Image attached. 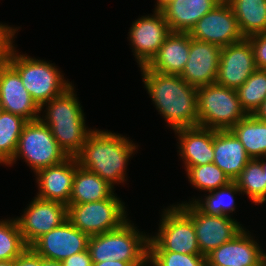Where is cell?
Instances as JSON below:
<instances>
[{"label":"cell","mask_w":266,"mask_h":266,"mask_svg":"<svg viewBox=\"0 0 266 266\" xmlns=\"http://www.w3.org/2000/svg\"><path fill=\"white\" fill-rule=\"evenodd\" d=\"M27 248L16 218L0 220V261L15 260Z\"/></svg>","instance_id":"32"},{"label":"cell","mask_w":266,"mask_h":266,"mask_svg":"<svg viewBox=\"0 0 266 266\" xmlns=\"http://www.w3.org/2000/svg\"><path fill=\"white\" fill-rule=\"evenodd\" d=\"M114 191V187L107 181L96 173L82 168L77 161L69 204L98 202L111 198L115 194Z\"/></svg>","instance_id":"24"},{"label":"cell","mask_w":266,"mask_h":266,"mask_svg":"<svg viewBox=\"0 0 266 266\" xmlns=\"http://www.w3.org/2000/svg\"><path fill=\"white\" fill-rule=\"evenodd\" d=\"M140 70L144 88L171 129L198 126L197 87L180 75L161 74L147 66Z\"/></svg>","instance_id":"1"},{"label":"cell","mask_w":266,"mask_h":266,"mask_svg":"<svg viewBox=\"0 0 266 266\" xmlns=\"http://www.w3.org/2000/svg\"><path fill=\"white\" fill-rule=\"evenodd\" d=\"M0 266H15L14 260L0 261Z\"/></svg>","instance_id":"43"},{"label":"cell","mask_w":266,"mask_h":266,"mask_svg":"<svg viewBox=\"0 0 266 266\" xmlns=\"http://www.w3.org/2000/svg\"><path fill=\"white\" fill-rule=\"evenodd\" d=\"M24 213L16 218L25 244L30 247L43 234L67 220V205L34 197Z\"/></svg>","instance_id":"13"},{"label":"cell","mask_w":266,"mask_h":266,"mask_svg":"<svg viewBox=\"0 0 266 266\" xmlns=\"http://www.w3.org/2000/svg\"><path fill=\"white\" fill-rule=\"evenodd\" d=\"M234 182L253 203L261 205L266 202V176L257 159H251Z\"/></svg>","instance_id":"28"},{"label":"cell","mask_w":266,"mask_h":266,"mask_svg":"<svg viewBox=\"0 0 266 266\" xmlns=\"http://www.w3.org/2000/svg\"><path fill=\"white\" fill-rule=\"evenodd\" d=\"M244 38L266 32V0H226Z\"/></svg>","instance_id":"25"},{"label":"cell","mask_w":266,"mask_h":266,"mask_svg":"<svg viewBox=\"0 0 266 266\" xmlns=\"http://www.w3.org/2000/svg\"><path fill=\"white\" fill-rule=\"evenodd\" d=\"M207 257L204 255H190L175 252H148L150 266H205Z\"/></svg>","instance_id":"33"},{"label":"cell","mask_w":266,"mask_h":266,"mask_svg":"<svg viewBox=\"0 0 266 266\" xmlns=\"http://www.w3.org/2000/svg\"><path fill=\"white\" fill-rule=\"evenodd\" d=\"M191 38L225 47L244 39L236 16L226 0H222L190 30Z\"/></svg>","instance_id":"11"},{"label":"cell","mask_w":266,"mask_h":266,"mask_svg":"<svg viewBox=\"0 0 266 266\" xmlns=\"http://www.w3.org/2000/svg\"><path fill=\"white\" fill-rule=\"evenodd\" d=\"M238 193L242 194L237 184L232 181L225 187L209 192L204 199L192 198L190 203L193 202L203 213L208 215L230 216V213L236 209L234 195Z\"/></svg>","instance_id":"27"},{"label":"cell","mask_w":266,"mask_h":266,"mask_svg":"<svg viewBox=\"0 0 266 266\" xmlns=\"http://www.w3.org/2000/svg\"><path fill=\"white\" fill-rule=\"evenodd\" d=\"M7 62L18 72L24 87L39 107L73 85L64 79V75L53 63L20 54L15 46Z\"/></svg>","instance_id":"5"},{"label":"cell","mask_w":266,"mask_h":266,"mask_svg":"<svg viewBox=\"0 0 266 266\" xmlns=\"http://www.w3.org/2000/svg\"><path fill=\"white\" fill-rule=\"evenodd\" d=\"M74 88L72 85L60 96L44 103L40 112L46 107V115L39 117L51 129L68 157H76L81 152L88 135L93 131L86 127L85 114Z\"/></svg>","instance_id":"3"},{"label":"cell","mask_w":266,"mask_h":266,"mask_svg":"<svg viewBox=\"0 0 266 266\" xmlns=\"http://www.w3.org/2000/svg\"><path fill=\"white\" fill-rule=\"evenodd\" d=\"M132 142L122 134L93 129L76 159L79 166L96 173L114 187L127 180L126 166L138 148Z\"/></svg>","instance_id":"2"},{"label":"cell","mask_w":266,"mask_h":266,"mask_svg":"<svg viewBox=\"0 0 266 266\" xmlns=\"http://www.w3.org/2000/svg\"><path fill=\"white\" fill-rule=\"evenodd\" d=\"M0 102L4 111L27 121L39 119L40 107L24 87L18 72L8 63L0 65Z\"/></svg>","instance_id":"17"},{"label":"cell","mask_w":266,"mask_h":266,"mask_svg":"<svg viewBox=\"0 0 266 266\" xmlns=\"http://www.w3.org/2000/svg\"><path fill=\"white\" fill-rule=\"evenodd\" d=\"M61 263L62 266H92V259L86 250L64 259Z\"/></svg>","instance_id":"37"},{"label":"cell","mask_w":266,"mask_h":266,"mask_svg":"<svg viewBox=\"0 0 266 266\" xmlns=\"http://www.w3.org/2000/svg\"><path fill=\"white\" fill-rule=\"evenodd\" d=\"M178 137V152L185 170L190 166L213 163L214 129L201 126L180 128L174 131Z\"/></svg>","instance_id":"20"},{"label":"cell","mask_w":266,"mask_h":266,"mask_svg":"<svg viewBox=\"0 0 266 266\" xmlns=\"http://www.w3.org/2000/svg\"><path fill=\"white\" fill-rule=\"evenodd\" d=\"M41 266H62L61 262L48 260L41 257Z\"/></svg>","instance_id":"40"},{"label":"cell","mask_w":266,"mask_h":266,"mask_svg":"<svg viewBox=\"0 0 266 266\" xmlns=\"http://www.w3.org/2000/svg\"><path fill=\"white\" fill-rule=\"evenodd\" d=\"M251 158L244 146L231 130H214V160L230 179L234 181Z\"/></svg>","instance_id":"21"},{"label":"cell","mask_w":266,"mask_h":266,"mask_svg":"<svg viewBox=\"0 0 266 266\" xmlns=\"http://www.w3.org/2000/svg\"><path fill=\"white\" fill-rule=\"evenodd\" d=\"M171 0H157L155 5V10H160L165 4L170 2Z\"/></svg>","instance_id":"41"},{"label":"cell","mask_w":266,"mask_h":266,"mask_svg":"<svg viewBox=\"0 0 266 266\" xmlns=\"http://www.w3.org/2000/svg\"><path fill=\"white\" fill-rule=\"evenodd\" d=\"M92 266H133L131 263L122 261H106L99 263H92Z\"/></svg>","instance_id":"38"},{"label":"cell","mask_w":266,"mask_h":266,"mask_svg":"<svg viewBox=\"0 0 266 266\" xmlns=\"http://www.w3.org/2000/svg\"><path fill=\"white\" fill-rule=\"evenodd\" d=\"M21 157L34 173L68 158L51 129L40 118L27 121L24 125L13 158L6 165L12 166Z\"/></svg>","instance_id":"7"},{"label":"cell","mask_w":266,"mask_h":266,"mask_svg":"<svg viewBox=\"0 0 266 266\" xmlns=\"http://www.w3.org/2000/svg\"><path fill=\"white\" fill-rule=\"evenodd\" d=\"M198 126L231 130L248 114L242 108L235 89L216 83L197 88Z\"/></svg>","instance_id":"6"},{"label":"cell","mask_w":266,"mask_h":266,"mask_svg":"<svg viewBox=\"0 0 266 266\" xmlns=\"http://www.w3.org/2000/svg\"><path fill=\"white\" fill-rule=\"evenodd\" d=\"M222 0H171L160 11L171 32L189 33L203 15Z\"/></svg>","instance_id":"23"},{"label":"cell","mask_w":266,"mask_h":266,"mask_svg":"<svg viewBox=\"0 0 266 266\" xmlns=\"http://www.w3.org/2000/svg\"><path fill=\"white\" fill-rule=\"evenodd\" d=\"M161 216L157 234L149 236L148 252L202 255L193 221L178 205L168 206Z\"/></svg>","instance_id":"8"},{"label":"cell","mask_w":266,"mask_h":266,"mask_svg":"<svg viewBox=\"0 0 266 266\" xmlns=\"http://www.w3.org/2000/svg\"><path fill=\"white\" fill-rule=\"evenodd\" d=\"M259 120L266 122V99L254 114Z\"/></svg>","instance_id":"39"},{"label":"cell","mask_w":266,"mask_h":266,"mask_svg":"<svg viewBox=\"0 0 266 266\" xmlns=\"http://www.w3.org/2000/svg\"><path fill=\"white\" fill-rule=\"evenodd\" d=\"M116 195L98 202L69 204L67 219L89 237L116 230L129 220L125 203Z\"/></svg>","instance_id":"9"},{"label":"cell","mask_w":266,"mask_h":266,"mask_svg":"<svg viewBox=\"0 0 266 266\" xmlns=\"http://www.w3.org/2000/svg\"><path fill=\"white\" fill-rule=\"evenodd\" d=\"M189 52V33L171 32L147 67L161 74L181 75Z\"/></svg>","instance_id":"22"},{"label":"cell","mask_w":266,"mask_h":266,"mask_svg":"<svg viewBox=\"0 0 266 266\" xmlns=\"http://www.w3.org/2000/svg\"><path fill=\"white\" fill-rule=\"evenodd\" d=\"M236 93L245 112L255 114L266 99V69L257 68Z\"/></svg>","instance_id":"30"},{"label":"cell","mask_w":266,"mask_h":266,"mask_svg":"<svg viewBox=\"0 0 266 266\" xmlns=\"http://www.w3.org/2000/svg\"><path fill=\"white\" fill-rule=\"evenodd\" d=\"M221 47L190 37V52L185 68L180 75L195 87L214 84L218 75Z\"/></svg>","instance_id":"16"},{"label":"cell","mask_w":266,"mask_h":266,"mask_svg":"<svg viewBox=\"0 0 266 266\" xmlns=\"http://www.w3.org/2000/svg\"><path fill=\"white\" fill-rule=\"evenodd\" d=\"M231 131L238 137L251 159L266 155V122L254 114L242 118Z\"/></svg>","instance_id":"26"},{"label":"cell","mask_w":266,"mask_h":266,"mask_svg":"<svg viewBox=\"0 0 266 266\" xmlns=\"http://www.w3.org/2000/svg\"><path fill=\"white\" fill-rule=\"evenodd\" d=\"M135 20L130 27L129 40L139 67L147 66L171 33L160 10Z\"/></svg>","instance_id":"12"},{"label":"cell","mask_w":266,"mask_h":266,"mask_svg":"<svg viewBox=\"0 0 266 266\" xmlns=\"http://www.w3.org/2000/svg\"><path fill=\"white\" fill-rule=\"evenodd\" d=\"M76 169V157H68L59 164L37 171L35 175L39 192L36 196L44 200L61 202L68 206Z\"/></svg>","instance_id":"19"},{"label":"cell","mask_w":266,"mask_h":266,"mask_svg":"<svg viewBox=\"0 0 266 266\" xmlns=\"http://www.w3.org/2000/svg\"><path fill=\"white\" fill-rule=\"evenodd\" d=\"M14 262L15 266H41V256L28 247Z\"/></svg>","instance_id":"36"},{"label":"cell","mask_w":266,"mask_h":266,"mask_svg":"<svg viewBox=\"0 0 266 266\" xmlns=\"http://www.w3.org/2000/svg\"><path fill=\"white\" fill-rule=\"evenodd\" d=\"M177 205L192 219L198 247L204 256L232 240L244 229L231 216L205 214L193 202L185 201Z\"/></svg>","instance_id":"10"},{"label":"cell","mask_w":266,"mask_h":266,"mask_svg":"<svg viewBox=\"0 0 266 266\" xmlns=\"http://www.w3.org/2000/svg\"><path fill=\"white\" fill-rule=\"evenodd\" d=\"M263 266H266V253H264V264Z\"/></svg>","instance_id":"45"},{"label":"cell","mask_w":266,"mask_h":266,"mask_svg":"<svg viewBox=\"0 0 266 266\" xmlns=\"http://www.w3.org/2000/svg\"><path fill=\"white\" fill-rule=\"evenodd\" d=\"M263 158H265V160ZM257 160L260 162V164L262 166V169H263V173L266 176V162H265L266 161V155L263 156L262 158L261 157L260 158H257Z\"/></svg>","instance_id":"42"},{"label":"cell","mask_w":266,"mask_h":266,"mask_svg":"<svg viewBox=\"0 0 266 266\" xmlns=\"http://www.w3.org/2000/svg\"><path fill=\"white\" fill-rule=\"evenodd\" d=\"M130 222L126 221L116 230L90 236L87 250L92 263L114 260L147 266L150 235L143 234Z\"/></svg>","instance_id":"4"},{"label":"cell","mask_w":266,"mask_h":266,"mask_svg":"<svg viewBox=\"0 0 266 266\" xmlns=\"http://www.w3.org/2000/svg\"><path fill=\"white\" fill-rule=\"evenodd\" d=\"M2 111H3V108H2V104L0 102V114H1Z\"/></svg>","instance_id":"46"},{"label":"cell","mask_w":266,"mask_h":266,"mask_svg":"<svg viewBox=\"0 0 266 266\" xmlns=\"http://www.w3.org/2000/svg\"><path fill=\"white\" fill-rule=\"evenodd\" d=\"M27 120L19 115L2 111L0 114V164L6 165L16 151L20 134Z\"/></svg>","instance_id":"29"},{"label":"cell","mask_w":266,"mask_h":266,"mask_svg":"<svg viewBox=\"0 0 266 266\" xmlns=\"http://www.w3.org/2000/svg\"><path fill=\"white\" fill-rule=\"evenodd\" d=\"M19 28L0 23V65L8 61L9 54L15 45L13 39Z\"/></svg>","instance_id":"34"},{"label":"cell","mask_w":266,"mask_h":266,"mask_svg":"<svg viewBox=\"0 0 266 266\" xmlns=\"http://www.w3.org/2000/svg\"><path fill=\"white\" fill-rule=\"evenodd\" d=\"M257 69L252 44L247 38L221 48L216 84L237 89Z\"/></svg>","instance_id":"15"},{"label":"cell","mask_w":266,"mask_h":266,"mask_svg":"<svg viewBox=\"0 0 266 266\" xmlns=\"http://www.w3.org/2000/svg\"><path fill=\"white\" fill-rule=\"evenodd\" d=\"M252 44L255 64L258 69H266V32L247 38Z\"/></svg>","instance_id":"35"},{"label":"cell","mask_w":266,"mask_h":266,"mask_svg":"<svg viewBox=\"0 0 266 266\" xmlns=\"http://www.w3.org/2000/svg\"><path fill=\"white\" fill-rule=\"evenodd\" d=\"M188 180L200 191L211 192L227 186L231 179L214 163L190 166L186 169Z\"/></svg>","instance_id":"31"},{"label":"cell","mask_w":266,"mask_h":266,"mask_svg":"<svg viewBox=\"0 0 266 266\" xmlns=\"http://www.w3.org/2000/svg\"><path fill=\"white\" fill-rule=\"evenodd\" d=\"M260 247L244 228L206 257L212 264L220 266H263L264 250Z\"/></svg>","instance_id":"18"},{"label":"cell","mask_w":266,"mask_h":266,"mask_svg":"<svg viewBox=\"0 0 266 266\" xmlns=\"http://www.w3.org/2000/svg\"><path fill=\"white\" fill-rule=\"evenodd\" d=\"M205 266H220V265H215L212 264L208 259L206 260Z\"/></svg>","instance_id":"44"},{"label":"cell","mask_w":266,"mask_h":266,"mask_svg":"<svg viewBox=\"0 0 266 266\" xmlns=\"http://www.w3.org/2000/svg\"><path fill=\"white\" fill-rule=\"evenodd\" d=\"M89 238L67 219L43 234L30 247L44 259L62 262L74 254L86 251Z\"/></svg>","instance_id":"14"}]
</instances>
